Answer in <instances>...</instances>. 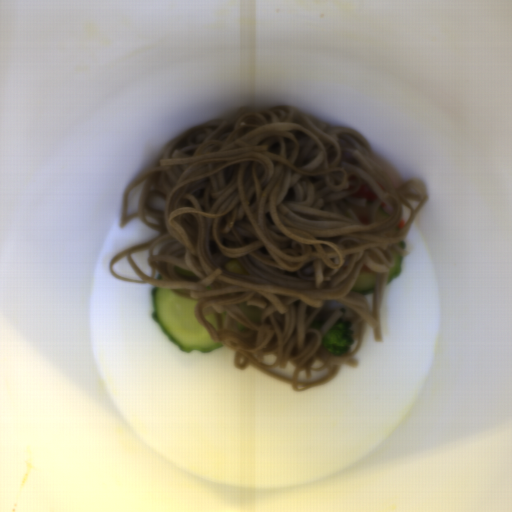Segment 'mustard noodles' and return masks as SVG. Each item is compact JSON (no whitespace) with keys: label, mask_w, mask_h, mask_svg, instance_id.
Wrapping results in <instances>:
<instances>
[{"label":"mustard noodles","mask_w":512,"mask_h":512,"mask_svg":"<svg viewBox=\"0 0 512 512\" xmlns=\"http://www.w3.org/2000/svg\"><path fill=\"white\" fill-rule=\"evenodd\" d=\"M145 179L138 211L126 215L128 194ZM363 184L375 191V202L353 197ZM156 196L165 198L164 211L153 210ZM428 200L421 179L392 187L357 130L294 106L241 107L169 141L125 189L120 227L139 219L158 235L114 256L109 273L196 301L195 320L213 342L233 350L235 369L251 367L301 392L334 379L342 366L358 369L367 326L382 342L394 252L406 255L397 243H405ZM380 206L390 216L377 222ZM367 213L370 224L361 223L357 215ZM146 249L150 277L130 257ZM124 256L140 281L115 274L112 266ZM233 261L243 273L225 271ZM365 264L376 274L369 296L351 291ZM176 265L197 276L177 274ZM238 305L255 307L261 320L252 322ZM211 313L218 330L204 319ZM315 320L324 321L320 330L308 327ZM338 320L354 330L343 356L322 344ZM289 362L296 364L291 379L269 372ZM323 368L328 375L317 383L298 382L300 371L311 377Z\"/></svg>","instance_id":"obj_1"}]
</instances>
